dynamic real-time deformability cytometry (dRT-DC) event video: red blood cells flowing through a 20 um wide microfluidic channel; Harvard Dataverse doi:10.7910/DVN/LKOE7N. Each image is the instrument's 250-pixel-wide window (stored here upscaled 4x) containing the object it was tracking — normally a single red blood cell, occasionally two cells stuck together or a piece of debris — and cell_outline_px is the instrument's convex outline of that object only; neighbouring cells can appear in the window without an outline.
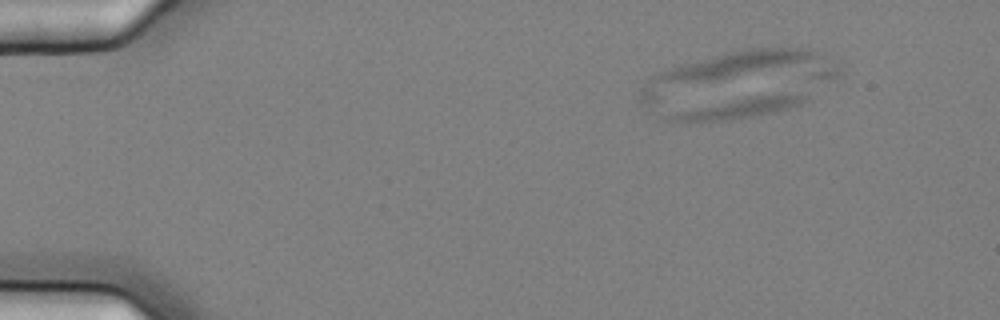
{"species": "common noctule bat (a hibernating species)", "species_latin": "Nyctalus noctula", "temperature_condition": "cold", "stored_images_in_passage": 6, "camera_frame_rate_fps": 3000, "um_per_image_px": 0.085, "animal": {"sex": "female", "body_mass_g": 25.1}, "frame": {"image": 1, "passage_image": 3, "time_ms": 0.667, "image_size_px": [1000, 320], "cell_outline_px": [[808, 100], [800, 104], [776, 112], [760, 116], [688, 124], [672, 124], [664, 120], [664, 116], [676, 112], [756, 96], [808, 96]], "centroid_in_image_um": [62.53, 9.31], "position_along_channel_um": 22.5, "area_um2": 15.55}}